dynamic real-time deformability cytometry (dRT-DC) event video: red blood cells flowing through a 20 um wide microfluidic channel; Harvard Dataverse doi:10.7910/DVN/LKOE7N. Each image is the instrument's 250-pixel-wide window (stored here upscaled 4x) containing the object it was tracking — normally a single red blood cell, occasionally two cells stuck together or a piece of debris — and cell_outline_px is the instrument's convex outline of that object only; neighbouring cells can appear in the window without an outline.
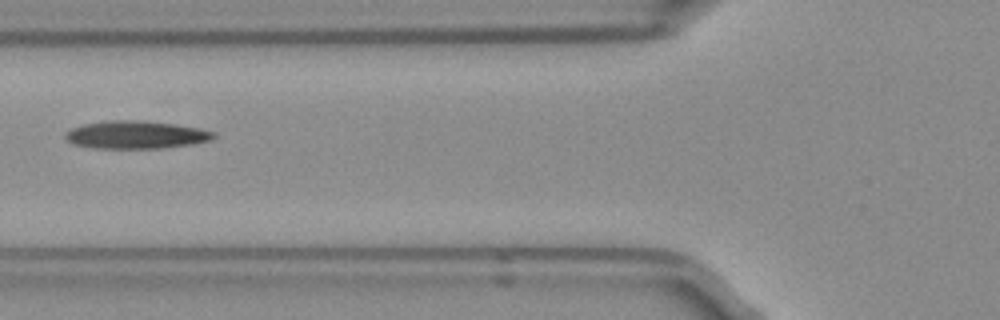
{"species": "Egyptian fruit bat (a non-hibernating species)", "species_latin": "Rousettus aegyptiacus", "temperature_condition": "room temperature", "stored_images_in_passage": 6, "camera_frame_rate_fps": 3000, "um_per_image_px": 0.085, "frame": {"image": 1, "passage_image": 6, "time_ms": 1.667, "image_size_px": [1000, 320], "cell_outline_px": [[216, 136], [208, 140], [192, 144], [160, 148], [96, 148], [72, 144], [64, 136], [64, 132], [80, 124], [104, 120], [140, 120], [176, 124], [200, 128], [216, 132]], "centroid_in_image_um": [11.52, 11.44], "position_along_channel_um": 114.3, "area_um2": 24.22}}